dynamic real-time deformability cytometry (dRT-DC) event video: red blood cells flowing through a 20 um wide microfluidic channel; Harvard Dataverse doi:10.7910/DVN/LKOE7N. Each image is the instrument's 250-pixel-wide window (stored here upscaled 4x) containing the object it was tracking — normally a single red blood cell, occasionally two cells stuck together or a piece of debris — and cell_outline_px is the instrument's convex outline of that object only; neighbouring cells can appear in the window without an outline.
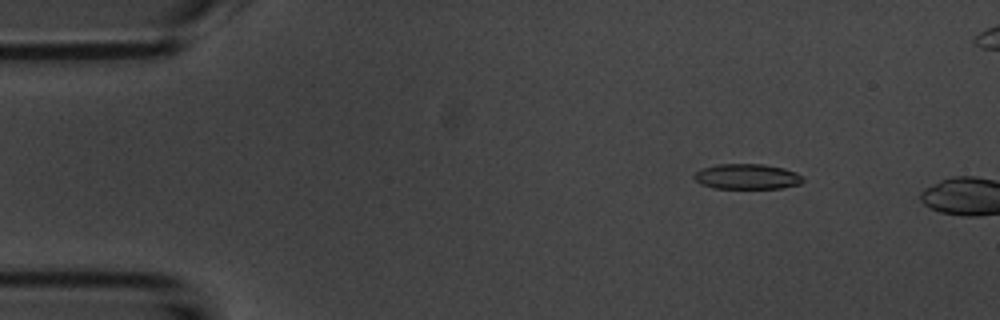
{"species": "common noctule bat (a hibernating species)", "species_latin": "Nyctalus noctula", "temperature_condition": "room temperature", "stored_images_in_passage": 10, "camera_frame_rate_fps": 3000, "um_per_image_px": 0.085, "animal": {"sex": "male", "body_mass_g": 20.1, "forearm_length_mm": 53.5}, "frame": {"image": 1, "passage_image": 7, "time_ms": 2.0, "image_size_px": [1000, 320], "cell_outline_px": [[804, 180], [800, 184], [780, 188], [712, 188], [700, 184], [692, 176], [696, 172], [704, 168], [720, 164], [764, 164], [784, 168], [796, 172], [804, 176]], "centroid_in_image_um": [63.53, 15.01], "position_along_channel_um": 21.5, "area_um2": 16.07}}